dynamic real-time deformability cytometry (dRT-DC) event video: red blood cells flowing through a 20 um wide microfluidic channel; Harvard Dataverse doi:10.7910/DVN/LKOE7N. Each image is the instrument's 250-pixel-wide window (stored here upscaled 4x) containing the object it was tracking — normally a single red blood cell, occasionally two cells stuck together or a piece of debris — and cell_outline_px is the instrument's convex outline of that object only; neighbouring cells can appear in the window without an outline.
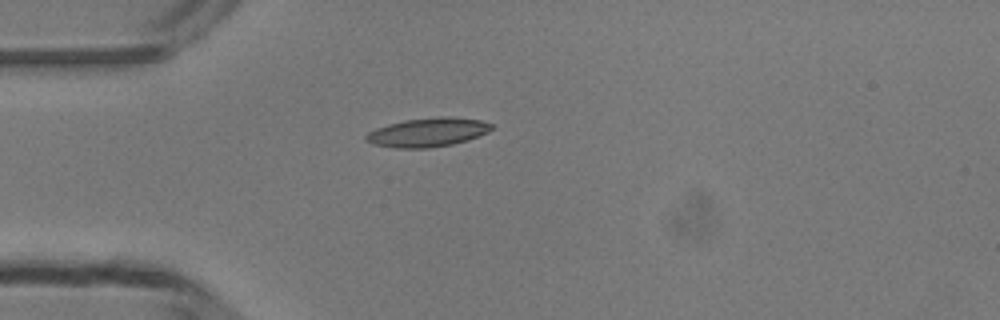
{"species": "common noctule bat (a hibernating species)", "species_latin": "Nyctalus noctula", "temperature_condition": "room temperature", "stored_images_in_passage": 37, "camera_frame_rate_fps": 3000, "um_per_image_px": 0.085, "animal": {"sex": "male", "body_mass_g": 13.3}, "frame": {"image": 1, "passage_image": 1, "time_ms": 0.0, "image_size_px": [1000, 320], "cell_outline_px": [[492, 128], [488, 132], [468, 140], [452, 144], [428, 148], [396, 148], [372, 144], [364, 140], [364, 136], [368, 132], [376, 128], [388, 124], [404, 120], [440, 116], [448, 116], [480, 120], [492, 124]], "centroid_in_image_um": [36.32, 11.25], "position_along_channel_um": 48.7, "area_um2": 21.21}}
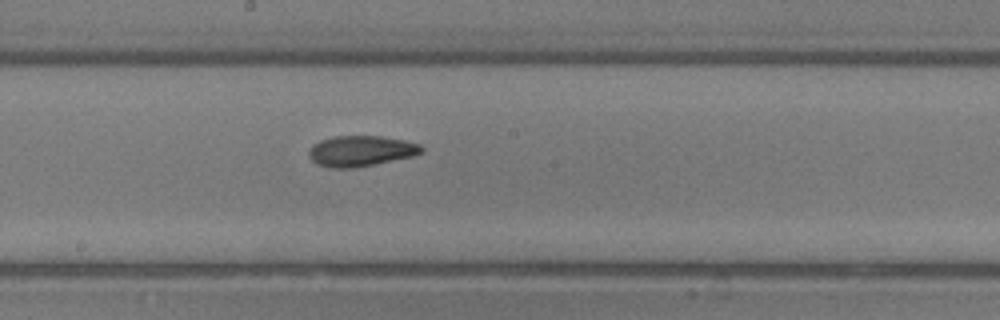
{"frame": {"image": 2, "passage_image": 14, "time_ms": 4.333, "image_size_px": [1000, 320], "cell_outline_px": [[424, 152], [412, 156], [356, 168], [328, 168], [316, 164], [308, 156], [308, 148], [312, 144], [320, 140], [336, 136], [380, 136], [404, 140], [420, 144], [424, 148]], "centroid_in_image_um": [30.64, 12.84], "position_along_channel_um": 217.6, "area_um2": 20.35}}
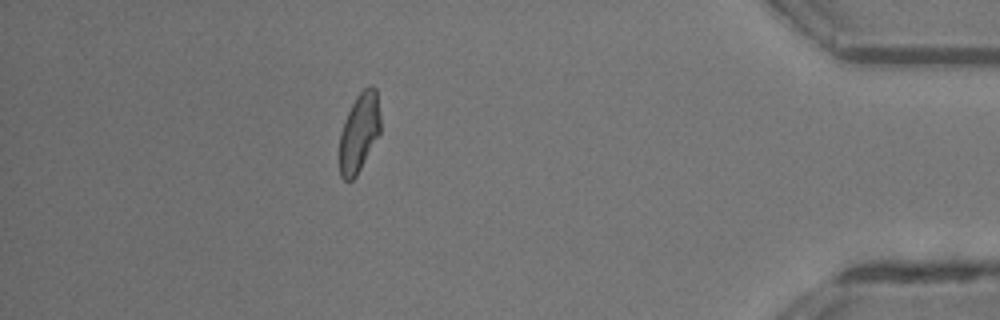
{"frame": {"image": 3, "passage_image": 31, "time_ms": 10.0, "image_size_px": [1000, 320], "cell_outline_px": [[380, 132], [356, 176], [352, 180], [344, 180], [340, 176], [340, 132], [344, 120], [356, 96], [368, 84], [372, 84], [376, 88], [380, 116]], "centroid_in_image_um": [30.53, 11.23], "position_along_channel_um": 404.7, "area_um2": 18.73}, "authors_computed_cell_mechanics": {"area_um2": 19.3052, "velocity_mm_per_s": 4.1888, "shape_relaxation_time_tau1_ms": 3.7505, "shape_relaxation_time_tau2_ms": 4.3029, "deformation_change_tau1": 0.157, "deformation_change_tau2": 0.1234}}